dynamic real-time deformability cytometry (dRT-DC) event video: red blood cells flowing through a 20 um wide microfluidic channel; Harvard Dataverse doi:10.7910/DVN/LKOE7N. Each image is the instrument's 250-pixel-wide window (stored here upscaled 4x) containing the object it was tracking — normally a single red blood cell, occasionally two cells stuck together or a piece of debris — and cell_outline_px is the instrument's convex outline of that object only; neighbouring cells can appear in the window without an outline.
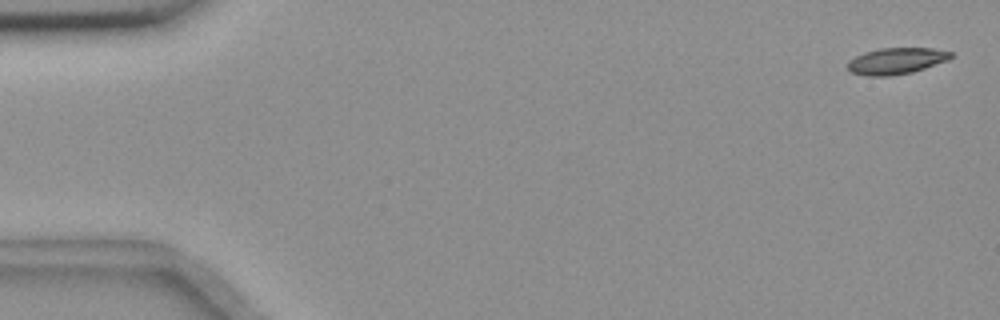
{"species": "common noctule bat (a hibernating species)", "species_latin": "Nyctalus noctula", "temperature_condition": "room temperature", "stored_images_in_passage": 11, "camera_frame_rate_fps": 3000, "um_per_image_px": 0.085, "animal": {"sex": "female", "body_mass_g": 18.4}, "frame": {"image": 1, "passage_image": 1, "time_ms": 0.0, "image_size_px": [1000, 320], "cell_outline_px": [[952, 56], [948, 60], [912, 72], [888, 76], [868, 76], [852, 72], [848, 68], [848, 60], [864, 52], [880, 48], [932, 48], [952, 52]], "centroid_in_image_um": [76.17, 5.17], "position_along_channel_um": 8.8, "area_um2": 15.72}}
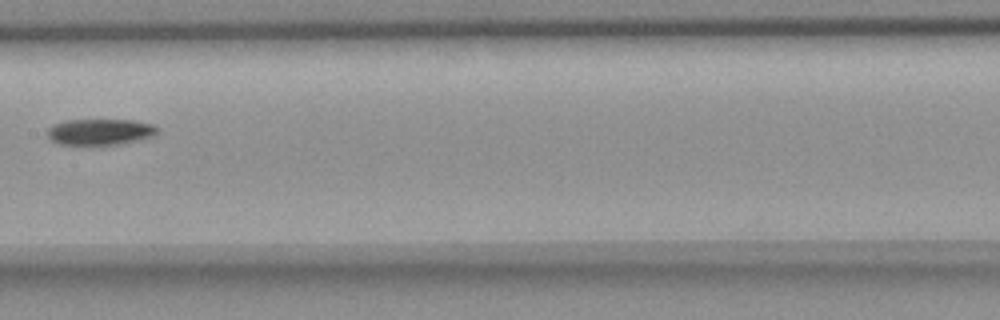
{"frame": {"image": 2, "passage_image": 8, "time_ms": 9.0, "image_size_px": [1000, 320], "cell_outline_px": [[160, 128], [156, 136], [120, 144], [60, 144], [52, 140], [48, 136], [48, 128], [52, 124], [64, 120], [132, 120], [152, 124]], "centroid_in_image_um": [8.55, 11.19], "position_along_channel_um": 198.9, "area_um2": 16.76}}
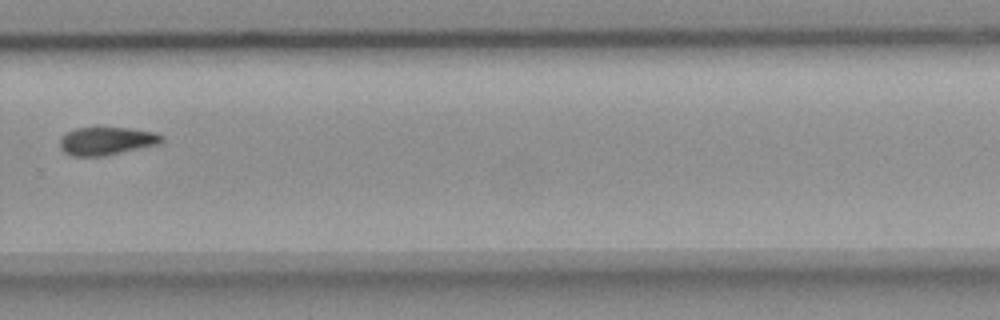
{"frame": {"image": 3, "passage_image": 11, "time_ms": 12.333, "image_size_px": [1000, 320], "cell_outline_px": [[164, 140], [160, 144], [104, 156], [72, 156], [64, 152], [60, 148], [60, 140], [68, 132], [76, 128], [132, 128], [156, 132], [164, 136]], "centroid_in_image_um": [9.11, 11.99], "position_along_channel_um": 320.7, "area_um2": 16.65}}